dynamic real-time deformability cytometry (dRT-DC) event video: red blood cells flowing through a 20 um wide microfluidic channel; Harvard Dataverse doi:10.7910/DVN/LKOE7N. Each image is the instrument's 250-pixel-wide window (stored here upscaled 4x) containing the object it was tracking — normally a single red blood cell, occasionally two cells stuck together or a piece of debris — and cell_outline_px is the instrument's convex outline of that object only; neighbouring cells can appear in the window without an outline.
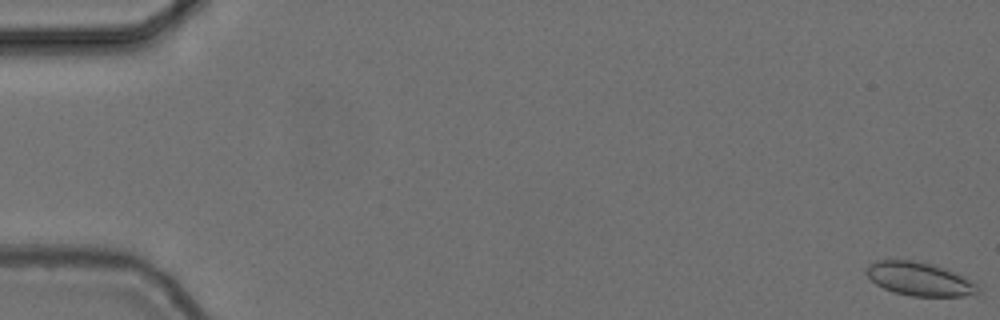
{"species": "common noctule bat (a hibernating species)", "species_latin": "Nyctalus noctula", "temperature_condition": "cold", "stored_images_in_passage": 56, "camera_frame_rate_fps": 3000, "um_per_image_px": 0.085, "animal": {"sex": "female", "body_mass_g": 24.6, "forearm_length_mm": 56.2}, "frame": {"image": 1, "passage_image": 1, "time_ms": 0.0, "image_size_px": [1000, 320], "cell_outline_px": [[980, 292], [976, 296], [912, 296], [892, 292], [876, 284], [864, 272], [864, 268], [868, 264], [876, 260], [912, 260], [936, 264], [964, 276], [976, 284], [980, 288]], "centroid_in_image_um": [78.17, 23.71], "position_along_channel_um": 6.8, "area_um2": 22.2}}
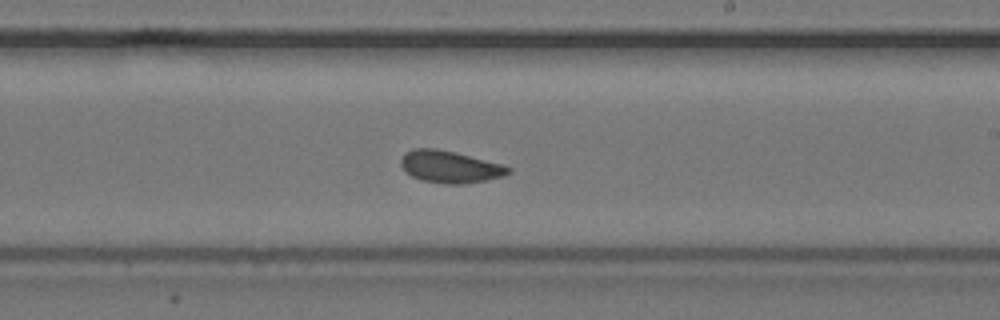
{"frame": {"image": 2, "passage_image": 34, "time_ms": 11.0, "image_size_px": [1000, 320], "cell_outline_px": [[512, 172], [504, 176], [464, 184], [444, 184], [420, 180], [412, 176], [400, 164], [400, 160], [404, 152], [412, 148], [436, 148], [456, 152], [500, 164], [512, 168]], "centroid_in_image_um": [38.22, 14.17], "position_along_channel_um": 250.8, "area_um2": 20.11}}
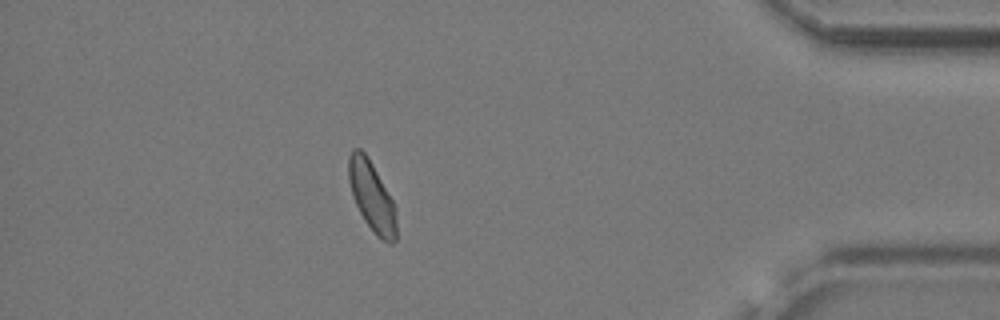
{"frame": {"image": 3, "passage_image": 50, "time_ms": 16.333, "image_size_px": [1000, 320], "cell_outline_px": [[396, 240], [392, 244], [388, 244], [380, 240], [376, 236], [364, 220], [356, 204], [348, 180], [348, 156], [352, 148], [360, 148], [368, 156], [392, 200], [396, 208]], "centroid_in_image_um": [31.6, 16.71], "position_along_channel_um": 403.6, "area_um2": 19.54}, "authors_computed_cell_mechanics": {"area_um2": 19.8832, "velocity_mm_per_s": 3.686, "shape_relaxation_time_tau1_ms": null, "shape_relaxation_time_tau2_ms": 4.007, "deformation_change_tau1": null, "deformation_change_tau2": 0.0852}}